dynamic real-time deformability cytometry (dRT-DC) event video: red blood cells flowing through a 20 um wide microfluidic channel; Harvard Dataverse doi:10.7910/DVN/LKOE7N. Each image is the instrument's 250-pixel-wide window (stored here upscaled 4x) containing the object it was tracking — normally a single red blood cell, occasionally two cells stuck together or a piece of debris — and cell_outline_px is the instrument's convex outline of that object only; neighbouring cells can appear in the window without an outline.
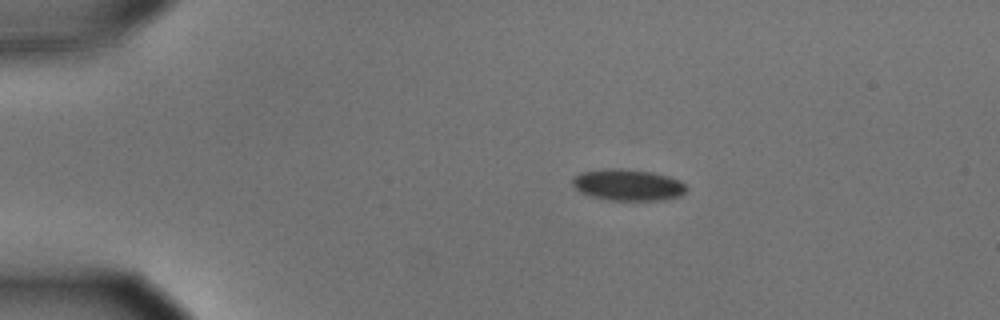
{"species": "common noctule bat (a hibernating species)", "species_latin": "Nyctalus noctula", "temperature_condition": "cold", "stored_images_in_passage": 46, "camera_frame_rate_fps": 3000, "um_per_image_px": 0.085, "animal": {"sex": "male", "body_mass_g": 15.6}, "frame": {"image": 1, "passage_image": 1, "time_ms": 0.0, "image_size_px": [1000, 320], "cell_outline_px": [[688, 188], [680, 196], [664, 200], [608, 200], [588, 196], [580, 192], [572, 184], [572, 180], [580, 172], [604, 168], [620, 168], [652, 172], [668, 176], [680, 180]], "centroid_in_image_um": [53.36, 15.72], "position_along_channel_um": 31.6, "area_um2": 21.04}}
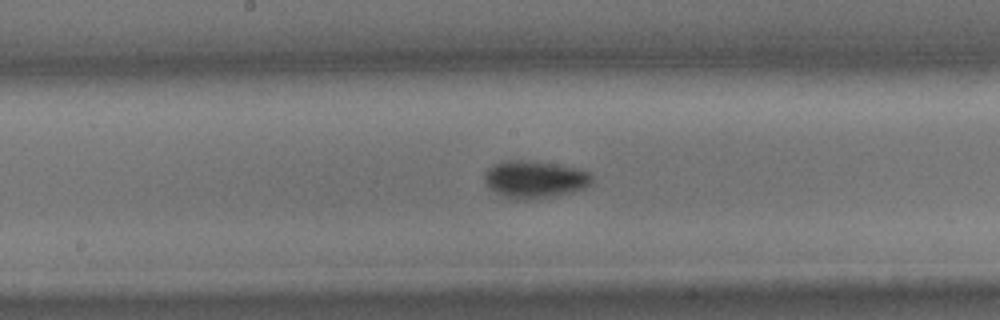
{"frame": {"image": 2, "passage_image": 20, "time_ms": 6.333, "image_size_px": [1000, 320], "cell_outline_px": [[592, 180], [584, 188], [556, 196], [532, 200], [508, 200], [496, 192], [484, 180], [484, 172], [492, 164], [504, 160], [524, 160], [572, 168], [592, 172]], "centroid_in_image_um": [45.39, 15.27], "position_along_channel_um": 202.8, "area_um2": 23.29}}
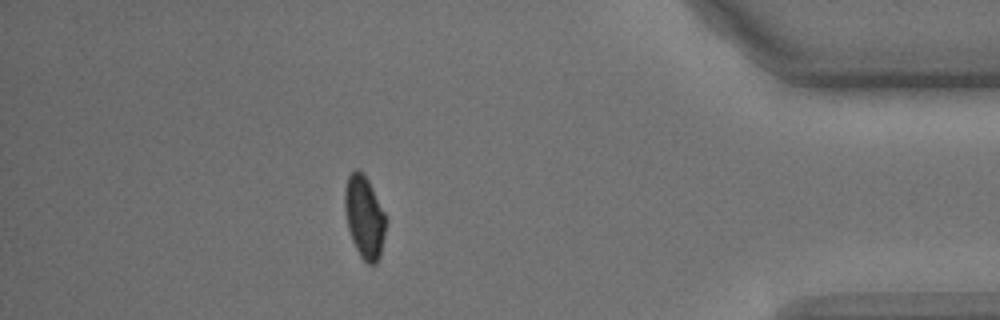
{"frame": {"image": 3, "passage_image": 40, "time_ms": 13.0, "image_size_px": [1000, 320], "cell_outline_px": [[388, 220], [380, 256], [376, 264], [368, 264], [360, 256], [352, 240], [348, 228], [344, 208], [344, 188], [348, 176], [356, 168], [368, 180], [388, 216]], "centroid_in_image_um": [31.0, 18.45], "position_along_channel_um": 404.2, "area_um2": 20.06}, "authors_computed_cell_mechanics": {"area_um2": 21.7039, "velocity_mm_per_s": 3.5837, "shape_relaxation_time_tau1_ms": 3.383, "shape_relaxation_time_tau2_ms": null, "deformation_change_tau1": 0.0893, "deformation_change_tau2": null}}